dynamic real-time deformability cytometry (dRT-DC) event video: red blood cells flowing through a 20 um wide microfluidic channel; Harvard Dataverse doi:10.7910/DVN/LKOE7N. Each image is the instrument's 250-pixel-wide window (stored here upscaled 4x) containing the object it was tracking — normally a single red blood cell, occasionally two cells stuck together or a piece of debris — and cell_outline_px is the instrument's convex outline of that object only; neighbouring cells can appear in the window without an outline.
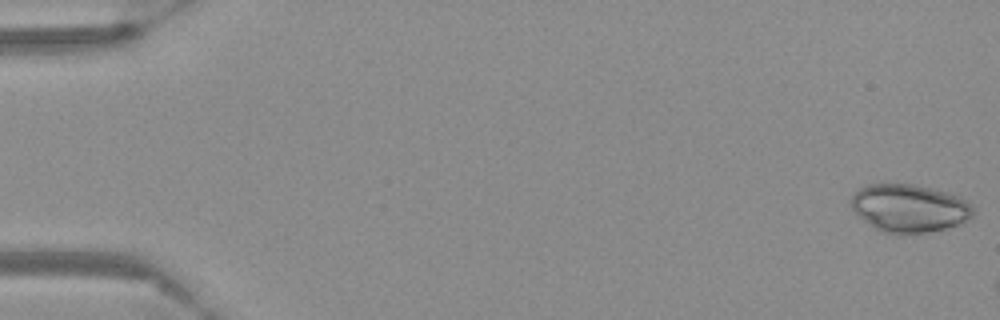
{"species": "Egyptian fruit bat (a non-hibernating species)", "species_latin": "Rousettus aegyptiacus", "temperature_condition": "warm", "stored_images_in_passage": 9, "camera_frame_rate_fps": 3000, "um_per_image_px": 0.085, "frame": {"image": 1, "passage_image": 1, "time_ms": 0.0, "image_size_px": [1000, 320], "cell_outline_px": [[972, 216], [956, 224], [944, 228], [924, 232], [900, 236], [880, 232], [864, 220], [852, 208], [852, 196], [860, 188], [868, 184], [880, 180], [912, 184], [932, 188], [948, 192], [972, 204]], "centroid_in_image_um": [77.22, 17.67], "position_along_channel_um": 7.8, "area_um2": 34.45}}